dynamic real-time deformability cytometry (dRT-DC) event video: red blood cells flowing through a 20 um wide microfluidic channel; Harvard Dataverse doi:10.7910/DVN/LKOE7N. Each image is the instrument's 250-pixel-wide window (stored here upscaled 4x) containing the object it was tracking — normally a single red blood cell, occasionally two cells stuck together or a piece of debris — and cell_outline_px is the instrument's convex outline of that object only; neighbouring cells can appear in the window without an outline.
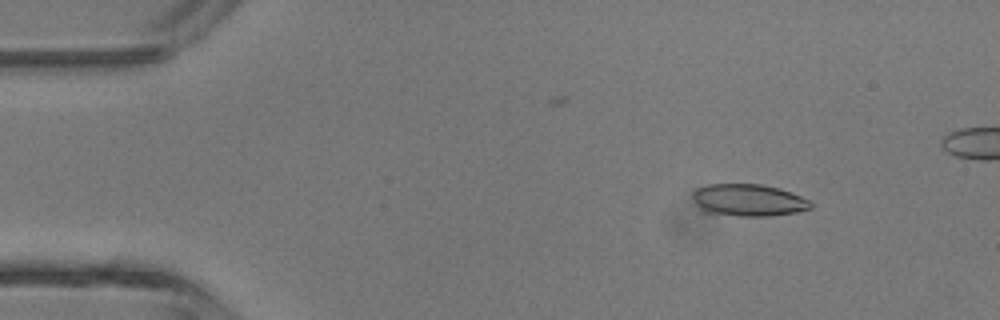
{"species": "common noctule bat (a hibernating species)", "species_latin": "Nyctalus noctula", "temperature_condition": "room temperature", "stored_images_in_passage": 4, "camera_frame_rate_fps": 3000, "um_per_image_px": 0.085, "animal": {"sex": "male", "body_mass_g": 13.3}, "frame": {"image": 1, "passage_image": 1, "time_ms": 0.0, "image_size_px": [1000, 320], "cell_outline_px": [[812, 208], [796, 212], [772, 216], [740, 216], [704, 212], [700, 208], [692, 196], [692, 192], [696, 188], [708, 184], [760, 184], [780, 188], [800, 196], [808, 200], [812, 204]], "centroid_in_image_um": [63.61, 17.01], "position_along_channel_um": 21.4, "area_um2": 22.08}}